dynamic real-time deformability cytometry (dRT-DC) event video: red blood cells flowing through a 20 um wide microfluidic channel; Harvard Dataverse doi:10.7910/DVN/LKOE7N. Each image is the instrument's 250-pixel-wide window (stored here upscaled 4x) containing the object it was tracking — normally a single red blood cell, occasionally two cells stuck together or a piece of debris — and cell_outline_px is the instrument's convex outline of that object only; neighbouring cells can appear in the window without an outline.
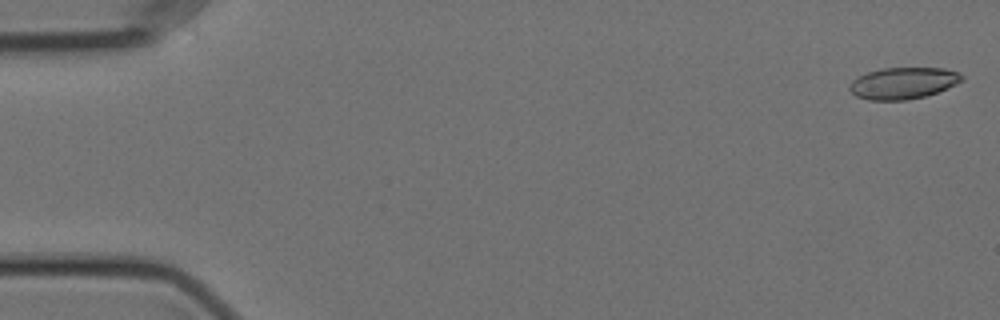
{"species": "Egyptian fruit bat (a non-hibernating species)", "species_latin": "Rousettus aegyptiacus", "temperature_condition": "cold", "stored_images_in_passage": 57, "camera_frame_rate_fps": 3000, "um_per_image_px": 0.085, "animal": {"sex": "female"}, "frame": {"image": 1, "passage_image": 1, "time_ms": 0.0, "image_size_px": [1000, 320], "cell_outline_px": [[964, 80], [956, 84], [936, 92], [924, 96], [908, 100], [868, 100], [856, 96], [848, 88], [852, 80], [856, 76], [868, 72], [884, 68], [944, 68], [956, 72], [964, 76]], "centroid_in_image_um": [76.74, 7.06], "position_along_channel_um": 8.3, "area_um2": 20.63}}
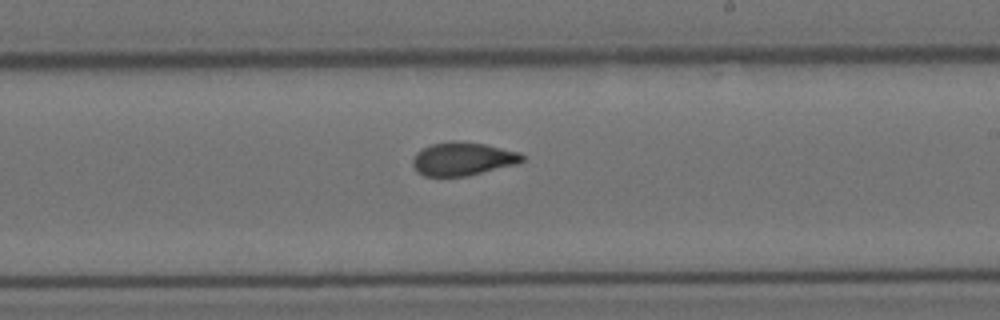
{"frame": {"image": 2, "passage_image": 33, "time_ms": 10.667, "image_size_px": [1000, 320], "cell_outline_px": [[524, 160], [516, 164], [468, 176], [424, 176], [416, 172], [412, 164], [412, 160], [416, 152], [432, 144], [452, 140], [456, 140], [484, 144], [520, 152], [524, 156]], "centroid_in_image_um": [39.31, 13.5], "position_along_channel_um": 249.7, "area_um2": 21.33}}
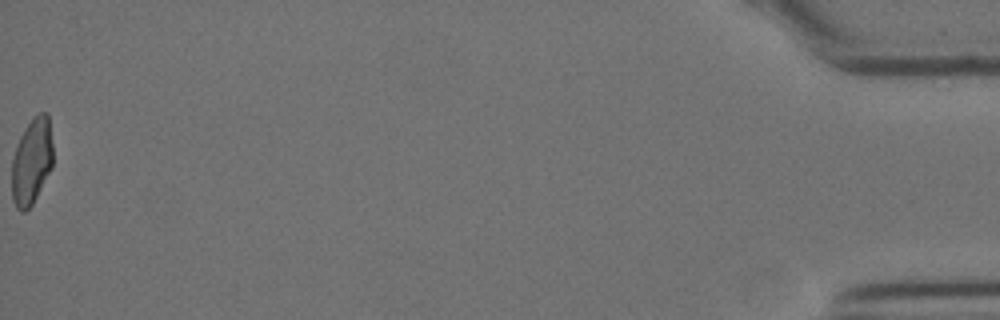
{"frame": {"image": 3, "passage_image": 57, "time_ms": 18.667, "image_size_px": [1000, 320], "cell_outline_px": [[52, 168], [32, 204], [24, 212], [20, 212], [16, 208], [12, 200], [12, 156], [16, 144], [24, 128], [32, 116], [40, 112], [48, 112], [52, 144]], "centroid_in_image_um": [2.68, 13.69], "position_along_channel_um": 432.5, "area_um2": 20.98}, "authors_computed_cell_mechanics": {"area_um2": 21.386, "velocity_mm_per_s": 3.5526, "shape_relaxation_time_tau1_ms": 5.7166, "shape_relaxation_time_tau2_ms": 1.928, "deformation_change_tau1": 0.1629, "deformation_change_tau2": 0.0639}}